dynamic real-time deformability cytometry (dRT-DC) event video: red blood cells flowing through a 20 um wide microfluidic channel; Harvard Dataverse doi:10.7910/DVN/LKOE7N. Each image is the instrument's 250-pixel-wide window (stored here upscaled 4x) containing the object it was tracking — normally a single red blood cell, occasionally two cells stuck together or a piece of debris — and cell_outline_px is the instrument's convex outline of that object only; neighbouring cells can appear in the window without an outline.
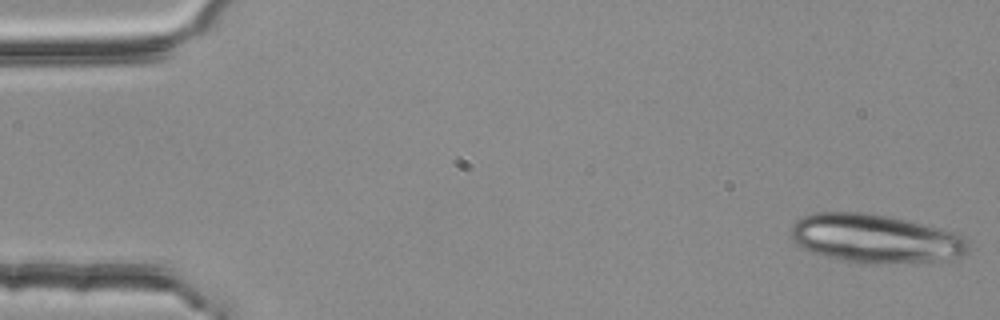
{"species": "common noctule bat (a hibernating species)", "species_latin": "Nyctalus noctula", "temperature_condition": "room temperature", "stored_images_in_passage": 54, "segment_of_instrument_passage": [1, 2], "camera_frame_rate_fps": 3000, "um_per_image_px": 0.085, "animal": {"sex": "female", "body_mass_g": 25.1}, "frame": {"image": 1, "passage_image": 1, "time_ms": 0.0, "image_size_px": [1000, 320], "cell_outline_px": [[968, 252], [948, 264], [928, 264], [840, 260], [824, 256], [800, 248], [792, 240], [792, 228], [796, 220], [800, 216], [812, 212], [868, 212], [940, 228], [964, 236], [968, 240]], "centroid_in_image_um": [74.48, 20.3], "position_along_channel_um": 10.5, "area_um2": 50.98}}